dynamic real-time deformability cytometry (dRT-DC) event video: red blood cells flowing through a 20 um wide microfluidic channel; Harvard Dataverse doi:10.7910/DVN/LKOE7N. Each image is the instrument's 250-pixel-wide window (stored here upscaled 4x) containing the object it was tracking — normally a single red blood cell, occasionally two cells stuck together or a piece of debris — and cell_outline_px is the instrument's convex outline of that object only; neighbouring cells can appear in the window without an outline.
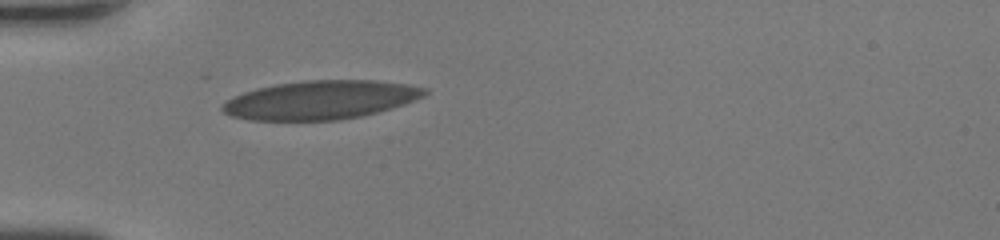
{"species": "human", "species_latin": "Homo sapiens", "temperature_condition": "room temperature", "stored_images_in_passage": 33, "camera_frame_rate_fps": 3000, "um_per_image_px": 0.085, "donor": {"sex": "female"}, "frame": {"image": 1, "passage_image": 1, "time_ms": 0.0, "image_size_px": [1000, 240], "cell_outline_px": [[428, 92], [424, 96], [404, 104], [392, 108], [360, 116], [340, 120], [248, 120], [232, 116], [224, 112], [220, 108], [232, 96], [256, 88], [276, 84], [304, 80], [376, 80], [408, 84], [428, 88]], "centroid_in_image_um": [27.26, 8.49], "position_along_channel_um": 57.7, "area_um2": 45.66}}
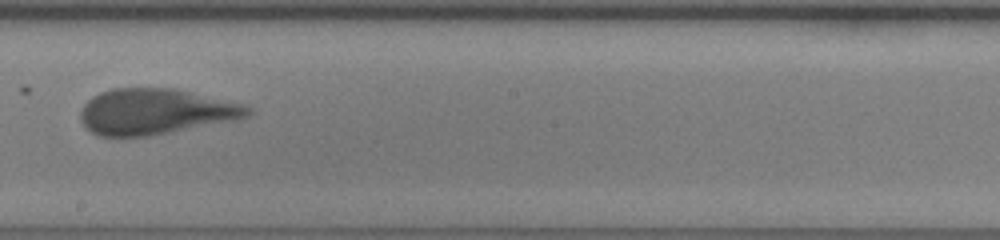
{"frame": {"image": 2, "passage_image": 14, "time_ms": 4.333, "image_size_px": [1000, 240], "cell_outline_px": [[252, 112], [248, 116], [240, 120], [148, 136], [100, 136], [92, 132], [80, 120], [80, 108], [92, 96], [100, 92], [112, 88], [176, 88], [240, 104], [252, 108]], "centroid_in_image_um": [13.21, 9.49], "position_along_channel_um": 235.0, "area_um2": 44.68}}
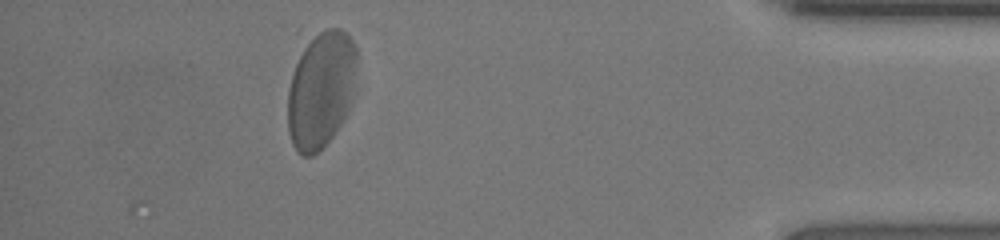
{"frame": {"image": 3, "passage_image": 29, "time_ms": 9.333, "image_size_px": [1000, 240], "cell_outline_px": [[356, 64], [352, 88], [348, 108], [344, 120], [332, 136], [312, 156], [300, 156], [296, 152], [292, 144], [288, 132], [288, 92], [292, 76], [304, 36], [328, 28], [340, 28], [352, 40], [356, 48]], "centroid_in_image_um": [27.23, 7.57], "position_along_channel_um": 408.0, "area_um2": 47.28}, "authors_computed_cell_mechanics": {"area_um2": 45.6042, "velocity_mm_per_s": 4.3387, "shape_relaxation_time_tau1_ms": 2.2564, "shape_relaxation_time_tau2_ms": null, "deformation_change_tau1": 0.1388, "deformation_change_tau2": null}}